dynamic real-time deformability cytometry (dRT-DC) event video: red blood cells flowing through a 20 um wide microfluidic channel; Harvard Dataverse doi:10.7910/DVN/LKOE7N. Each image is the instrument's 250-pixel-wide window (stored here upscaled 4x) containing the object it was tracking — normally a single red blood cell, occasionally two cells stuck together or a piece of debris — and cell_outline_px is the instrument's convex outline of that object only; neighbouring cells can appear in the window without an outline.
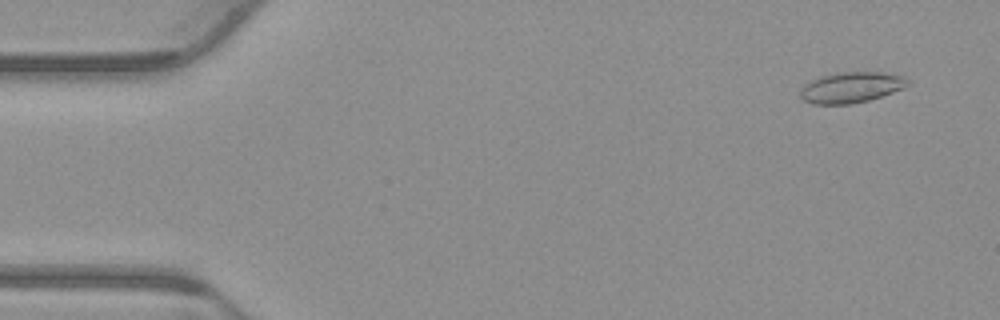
{"species": "common noctule bat (a hibernating species)", "species_latin": "Nyctalus noctula", "temperature_condition": "warm", "stored_images_in_passage": 10, "camera_frame_rate_fps": 3000, "um_per_image_px": 0.085, "animal": {"sex": "male", "body_mass_g": 23.1, "forearm_length_mm": 52.7}, "frame": {"image": 1, "passage_image": 1, "time_ms": 0.0, "image_size_px": [1000, 320], "cell_outline_px": [[908, 84], [904, 88], [868, 100], [848, 104], [812, 104], [804, 100], [800, 96], [800, 92], [804, 84], [820, 76], [836, 72], [880, 72], [904, 76], [908, 80]], "centroid_in_image_um": [72.32, 7.42], "position_along_channel_um": 12.7, "area_um2": 19.13}}